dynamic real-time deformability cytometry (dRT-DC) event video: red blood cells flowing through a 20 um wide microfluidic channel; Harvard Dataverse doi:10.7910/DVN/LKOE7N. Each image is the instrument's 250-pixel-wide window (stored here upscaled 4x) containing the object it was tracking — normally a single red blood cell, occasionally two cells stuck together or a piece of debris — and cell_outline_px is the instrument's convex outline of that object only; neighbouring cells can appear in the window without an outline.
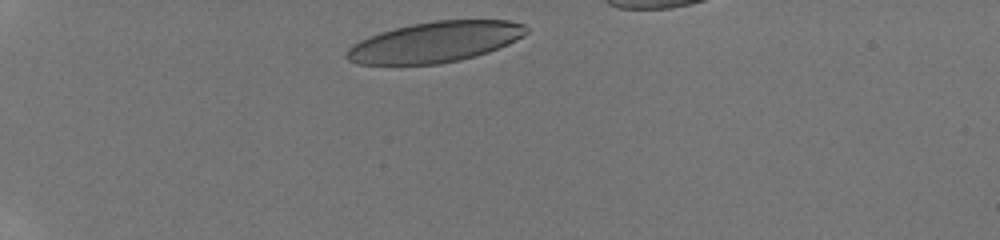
{"species": "human", "species_latin": "Homo sapiens", "temperature_condition": "room temperature", "stored_images_in_passage": 21, "camera_frame_rate_fps": 3000, "um_per_image_px": 0.085, "donor": {"sex": "male"}, "frame": {"image": 1, "passage_image": 1, "time_ms": 0.0, "image_size_px": [1000, 240], "cell_outline_px": [[528, 32], [516, 40], [508, 44], [488, 52], [476, 56], [460, 60], [440, 64], [356, 64], [348, 60], [344, 56], [348, 48], [352, 44], [368, 36], [380, 32], [412, 24], [436, 20], [508, 20], [524, 24], [528, 28]], "centroid_in_image_um": [36.97, 3.57], "position_along_channel_um": 48.0, "area_um2": 42.54}}
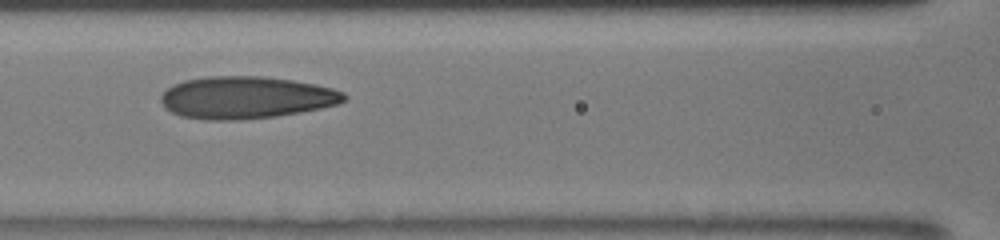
{"frame": {"image": 2, "passage_image": 8, "time_ms": 3.667, "image_size_px": [1000, 240], "cell_outline_px": [[348, 96], [344, 100], [336, 104], [320, 108], [300, 112], [276, 116], [236, 120], [204, 120], [180, 116], [164, 108], [160, 100], [160, 96], [172, 84], [184, 80], [208, 76], [260, 76], [292, 80], [316, 84], [332, 88], [344, 92]], "centroid_in_image_um": [20.88, 8.29], "position_along_channel_um": 145.7, "area_um2": 45.2}}
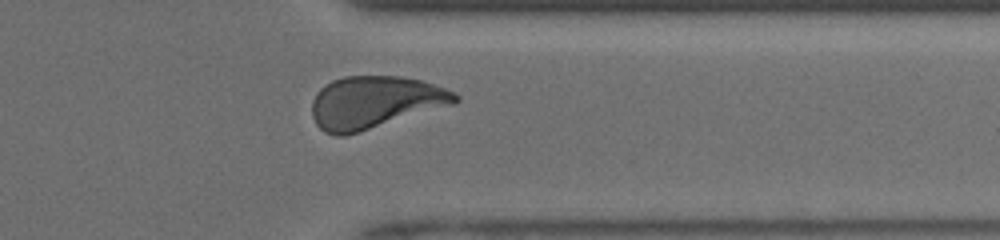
{"frame": {"image": 3, "passage_image": 19, "time_ms": 9.333, "image_size_px": [1000, 240], "cell_outline_px": [[460, 100], [456, 104], [360, 132], [344, 136], [336, 136], [324, 132], [316, 124], [312, 116], [312, 100], [316, 92], [324, 84], [332, 80], [344, 76], [400, 76], [424, 80], [444, 88], [460, 96]], "centroid_in_image_um": [31.86, 8.7], "position_along_channel_um": 379.5, "area_um2": 44.22}, "authors_computed_cell_mechanics": {"area_um2": 43.4656, "velocity_mm_per_s": 4.1321, "shape_relaxation_time_tau1_ms": 8.8248, "shape_relaxation_time_tau2_ms": 0.9462, "deformation_change_tau1": 0.2504, "deformation_change_tau2": 0.0737}}